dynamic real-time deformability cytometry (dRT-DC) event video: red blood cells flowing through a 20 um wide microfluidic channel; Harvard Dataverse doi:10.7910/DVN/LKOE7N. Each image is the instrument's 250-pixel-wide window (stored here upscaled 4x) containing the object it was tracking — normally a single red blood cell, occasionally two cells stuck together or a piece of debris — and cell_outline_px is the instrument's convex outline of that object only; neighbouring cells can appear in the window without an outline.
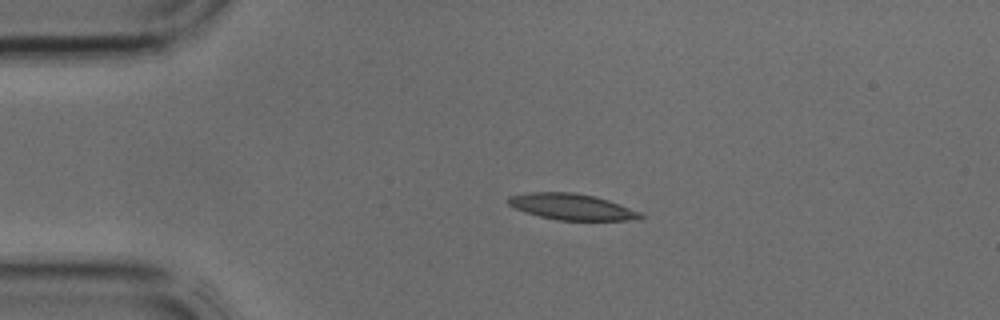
{"species": "common noctule bat (a hibernating species)", "species_latin": "Nyctalus noctula", "temperature_condition": "cold", "stored_images_in_passage": 2, "camera_frame_rate_fps": 3000, "um_per_image_px": 0.085, "animal": {"sex": "male", "body_mass_g": 17.9, "forearm_length_mm": 54.2}, "frame": {"image": 1, "passage_image": 2, "time_ms": 0.333, "image_size_px": [1000, 320], "cell_outline_px": [[648, 216], [640, 220], [556, 220], [540, 216], [516, 208], [508, 204], [508, 196], [528, 192], [572, 192], [596, 196], [620, 204], [640, 212]], "centroid_in_image_um": [48.67, 17.57], "position_along_channel_um": 36.3, "area_um2": 20.17}}